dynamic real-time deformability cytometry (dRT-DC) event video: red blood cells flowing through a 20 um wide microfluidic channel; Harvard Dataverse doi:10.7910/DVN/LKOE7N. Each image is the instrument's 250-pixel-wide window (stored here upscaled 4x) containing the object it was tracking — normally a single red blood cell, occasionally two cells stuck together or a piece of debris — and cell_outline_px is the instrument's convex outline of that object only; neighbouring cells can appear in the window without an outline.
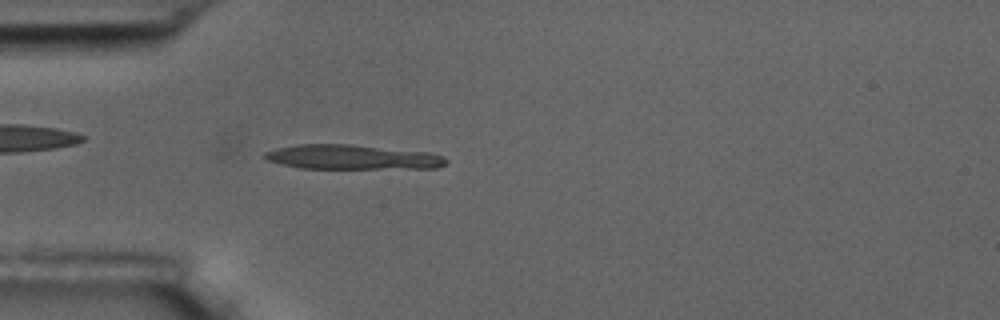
{"species": "common noctule bat (a hibernating species)", "species_latin": "Nyctalus noctula", "temperature_condition": "room temperature", "stored_images_in_passage": 11, "camera_frame_rate_fps": 3000, "um_per_image_px": 0.085, "animal": {"sex": "male", "body_mass_g": 17.5, "forearm_length_mm": 52.3}, "frame": {"image": 1, "passage_image": 5, "time_ms": 1.333, "image_size_px": [1000, 320], "cell_outline_px": [[448, 160], [444, 164], [436, 168], [300, 168], [268, 160], [264, 156], [264, 152], [276, 148], [296, 144], [348, 144], [428, 152], [444, 156]], "centroid_in_image_um": [29.94, 13.35], "position_along_channel_um": 55.1, "area_um2": 25.72}}